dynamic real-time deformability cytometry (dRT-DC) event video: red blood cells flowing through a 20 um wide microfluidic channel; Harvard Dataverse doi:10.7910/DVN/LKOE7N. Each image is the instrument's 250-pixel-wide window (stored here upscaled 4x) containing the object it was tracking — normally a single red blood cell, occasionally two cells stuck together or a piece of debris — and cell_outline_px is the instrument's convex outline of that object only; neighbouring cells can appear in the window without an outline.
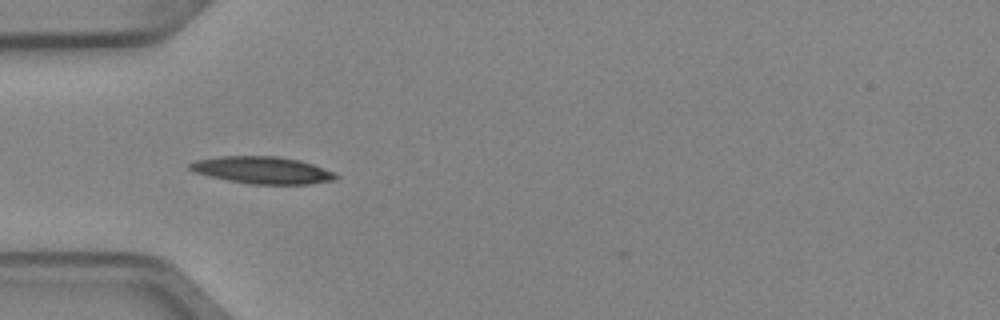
{"species": "Egyptian fruit bat (a non-hibernating species)", "species_latin": "Rousettus aegyptiacus", "temperature_condition": "cold", "stored_images_in_passage": 37, "camera_frame_rate_fps": 3000, "um_per_image_px": 0.085, "animal": {"sex": "female"}, "frame": {"image": 1, "passage_image": 2, "time_ms": 0.333, "image_size_px": [1000, 320], "cell_outline_px": [[340, 176], [336, 180], [308, 184], [252, 184], [228, 180], [208, 176], [192, 172], [188, 168], [188, 164], [196, 160], [220, 156], [280, 156], [300, 160], [336, 172]], "centroid_in_image_um": [22.32, 14.46], "position_along_channel_um": 62.7, "area_um2": 23.29}}
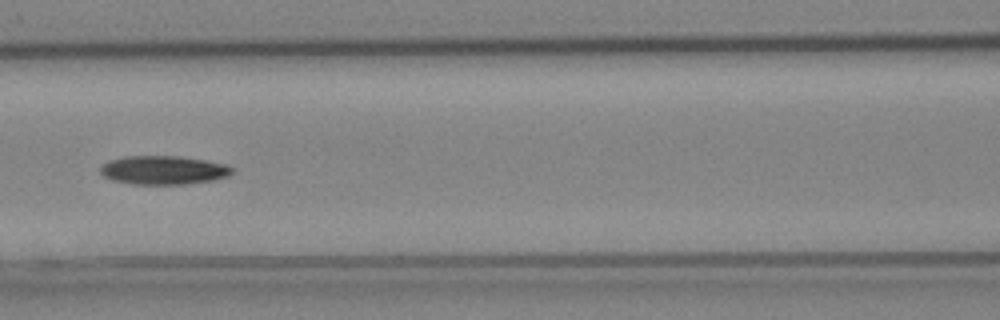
{"frame": {"image": 2, "passage_image": 9, "time_ms": 2.667, "image_size_px": [1000, 320], "cell_outline_px": [[236, 168], [228, 176], [212, 180], [184, 184], [132, 184], [112, 180], [104, 176], [100, 172], [100, 168], [108, 160], [124, 156], [180, 156], [228, 164]], "centroid_in_image_um": [13.91, 14.45], "position_along_channel_um": 152.7, "area_um2": 22.14}}
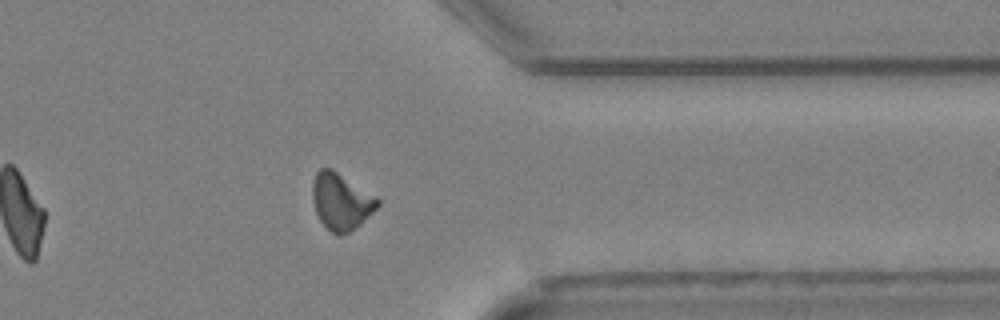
{"frame": {"image": 3, "passage_image": 27, "time_ms": 8.667, "image_size_px": [1000, 320], "cell_outline_px": [[380, 204], [360, 224], [348, 232], [340, 236], [336, 236], [320, 220], [316, 212], [312, 200], [312, 184], [316, 172], [320, 168], [332, 168], [376, 196], [380, 200]], "centroid_in_image_um": [28.98, 17.11], "position_along_channel_um": 382.4, "area_um2": 21.39}, "authors_computed_cell_mechanics": {"area_um2": 21.3282, "velocity_mm_per_s": 3.966, "shape_relaxation_time_tau1_ms": 4.9937, "shape_relaxation_time_tau2_ms": null, "deformation_change_tau1": 0.1575, "deformation_change_tau2": null}}